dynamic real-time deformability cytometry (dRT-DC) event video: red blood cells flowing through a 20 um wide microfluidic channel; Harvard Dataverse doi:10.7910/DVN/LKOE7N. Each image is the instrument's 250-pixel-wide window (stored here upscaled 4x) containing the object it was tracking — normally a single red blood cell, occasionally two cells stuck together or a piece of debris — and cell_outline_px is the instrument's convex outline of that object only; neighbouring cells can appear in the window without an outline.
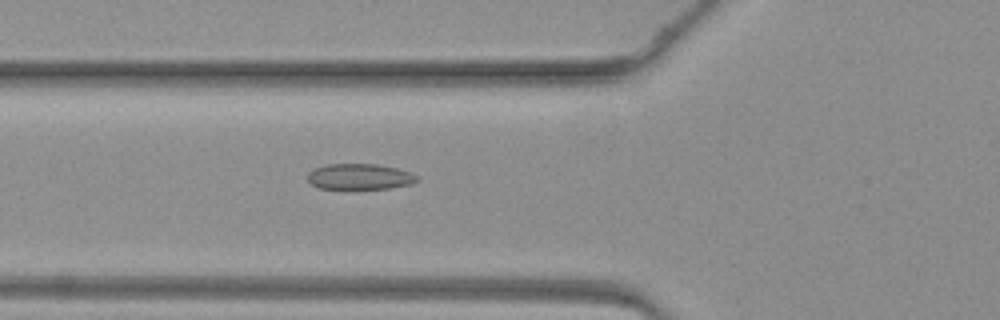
{"species": "common noctule bat (a hibernating species)", "species_latin": "Nyctalus noctula", "temperature_condition": "warm", "stored_images_in_passage": 26, "camera_frame_rate_fps": 3000, "um_per_image_px": 0.085, "animal": {"sex": "female", "body_mass_g": 19.3, "forearm_length_mm": 54.1}, "frame": {"image": 1, "passage_image": 6, "time_ms": 1.667, "image_size_px": [1000, 320], "cell_outline_px": [[420, 180], [412, 184], [388, 188], [320, 188], [312, 184], [308, 180], [308, 172], [316, 168], [328, 164], [376, 164], [396, 168], [408, 172], [416, 176]], "centroid_in_image_um": [30.58, 15.01], "position_along_channel_um": 95.2, "area_um2": 16.13}}
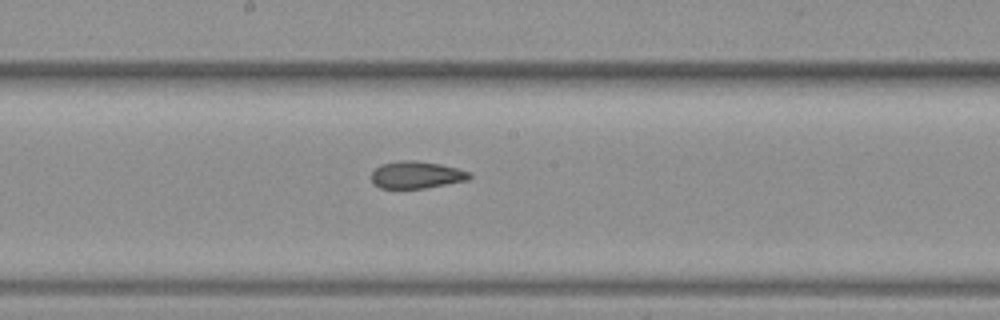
{"frame": {"image": 2, "passage_image": 14, "time_ms": 4.333, "image_size_px": [1000, 320], "cell_outline_px": [[472, 176], [468, 180], [424, 188], [380, 188], [372, 184], [372, 172], [380, 164], [400, 160], [416, 160], [440, 164], [472, 172]], "centroid_in_image_um": [35.39, 14.86], "position_along_channel_um": 212.8, "area_um2": 15.61}}
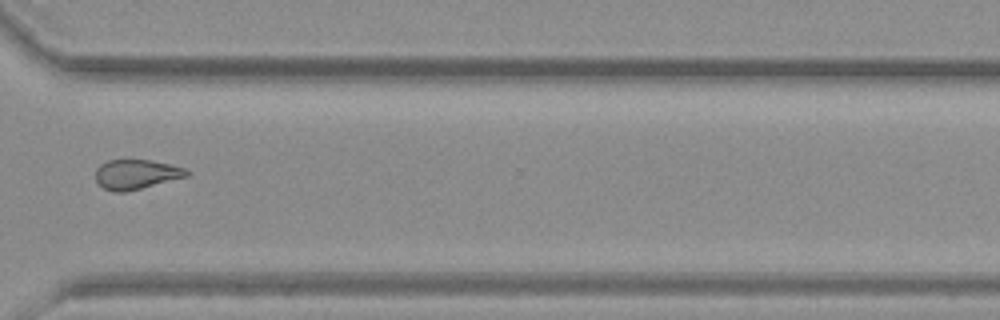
{"frame": {"image": 3, "passage_image": 24, "time_ms": 7.667, "image_size_px": [1000, 320], "cell_outline_px": [[192, 172], [188, 176], [124, 192], [112, 192], [104, 188], [96, 180], [96, 168], [100, 164], [108, 160], [152, 160], [172, 164], [188, 168]], "centroid_in_image_um": [11.62, 14.8], "position_along_channel_um": 359.0, "area_um2": 15.84}}